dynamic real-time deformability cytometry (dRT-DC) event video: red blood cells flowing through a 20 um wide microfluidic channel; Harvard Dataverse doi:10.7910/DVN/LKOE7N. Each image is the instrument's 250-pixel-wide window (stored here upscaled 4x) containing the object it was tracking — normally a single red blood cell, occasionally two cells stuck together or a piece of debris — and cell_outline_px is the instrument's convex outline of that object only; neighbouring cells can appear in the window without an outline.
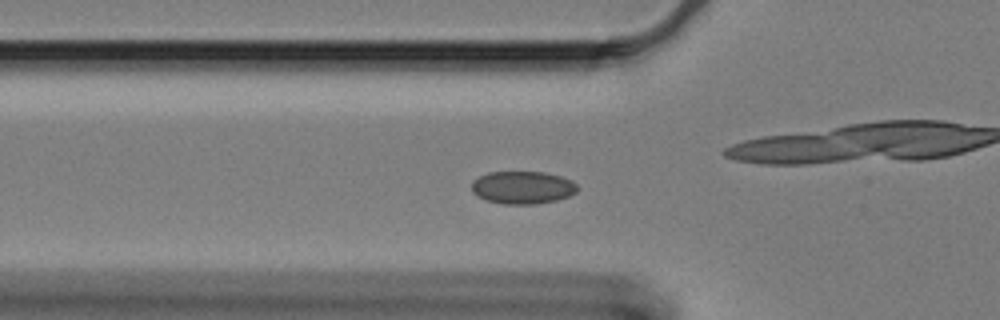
{"species": "Egyptian fruit bat (a non-hibernating species)", "species_latin": "Rousettus aegyptiacus", "temperature_condition": "cold", "stored_images_in_passage": 49, "camera_frame_rate_fps": 3000, "um_per_image_px": 0.085, "animal": {"sex": "female"}, "frame": {"image": 1, "passage_image": 8, "time_ms": 2.333, "image_size_px": [1000, 320], "cell_outline_px": [[576, 192], [568, 196], [556, 200], [532, 204], [504, 204], [484, 200], [476, 196], [472, 192], [472, 180], [488, 172], [544, 172], [560, 176], [572, 180], [576, 184]], "centroid_in_image_um": [44.38, 15.94], "position_along_channel_um": 81.4, "area_um2": 20.17}}
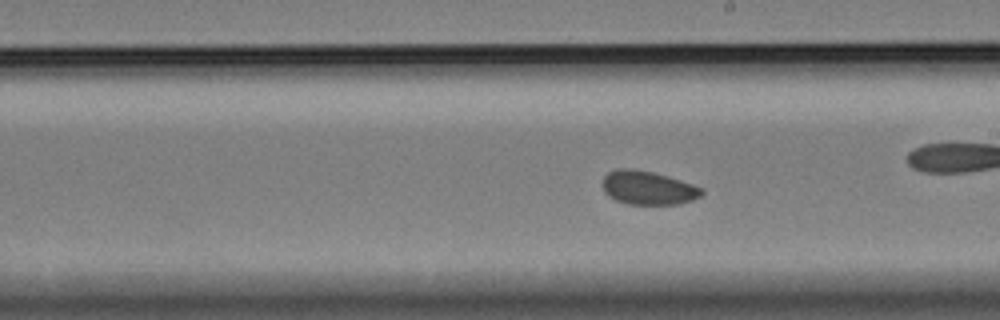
{"frame": {"image": 2, "passage_image": 22, "time_ms": 7.0, "image_size_px": [1000, 320], "cell_outline_px": [[704, 192], [700, 196], [692, 200], [680, 204], [628, 204], [616, 200], [608, 196], [604, 192], [604, 176], [608, 172], [616, 168], [632, 168], [652, 172], [668, 176], [704, 188]], "centroid_in_image_um": [55.09, 15.96], "position_along_channel_um": 233.9, "area_um2": 19.48}, "authors_computed_cell_mechanics": {"area_um2": 19.7676, "velocity_mm_per_s": 3.2553, "shape_relaxation_time_tau1_ms": 7.3403, "shape_relaxation_time_tau2_ms": 2.83, "deformation_change_tau1": 0.0521, "deformation_change_tau2": 0.0509}}